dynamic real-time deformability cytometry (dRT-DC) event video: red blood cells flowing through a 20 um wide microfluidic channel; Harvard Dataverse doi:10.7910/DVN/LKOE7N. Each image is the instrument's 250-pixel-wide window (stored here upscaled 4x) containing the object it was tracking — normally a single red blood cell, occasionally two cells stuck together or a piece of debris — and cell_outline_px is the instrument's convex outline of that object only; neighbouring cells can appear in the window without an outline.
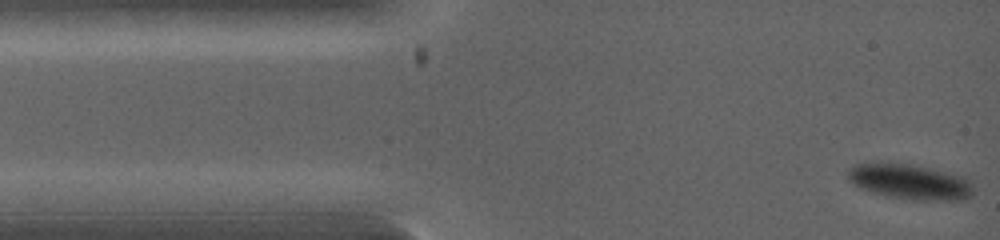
{"species": "common noctule bat (a hibernating species)", "species_latin": "Nyctalus noctula", "temperature_condition": "warm", "stored_images_in_passage": 39, "camera_frame_rate_fps": 5000, "um_per_image_px": 0.085, "animal": {"sex": "female", "body_mass_g": 19.0, "forearm_length_mm": 53.3}, "frame": {"image": 1, "passage_image": 1, "time_ms": 0.0, "image_size_px": [1000, 240], "cell_outline_px": [[972, 196], [960, 200], [908, 200], [888, 196], [872, 192], [860, 188], [848, 180], [848, 168], [856, 164], [872, 160], [912, 164], [932, 168], [964, 176], [968, 180], [972, 188]], "centroid_in_image_um": [77.28, 15.41], "position_along_channel_um": 7.7, "area_um2": 26.41}}
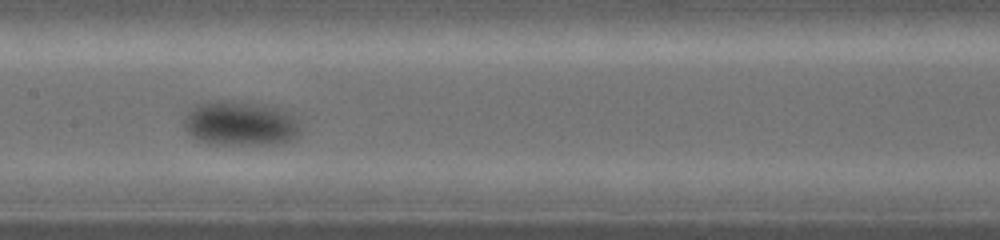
{"frame": {"image": 2, "passage_image": 17, "time_ms": 4.4, "image_size_px": [1000, 240], "cell_outline_px": [[300, 128], [296, 136], [292, 140], [264, 144], [212, 144], [200, 140], [192, 136], [184, 128], [184, 116], [196, 104], [208, 100], [228, 100], [264, 104], [280, 108], [292, 116], [296, 120]], "centroid_in_image_um": [20.37, 10.46], "position_along_channel_um": 187.0, "area_um2": 30.23}}
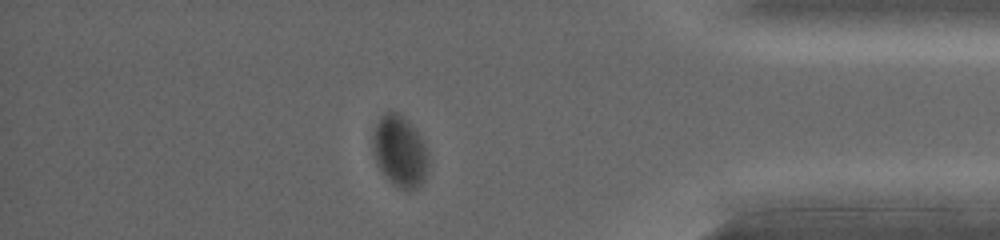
{"frame": {"image": 3, "passage_image": 33, "time_ms": 8.6, "image_size_px": [1000, 240], "cell_outline_px": [[428, 164], [424, 176], [420, 184], [416, 188], [408, 192], [392, 184], [388, 180], [380, 168], [372, 152], [372, 136], [376, 124], [380, 116], [384, 112], [400, 112], [416, 128], [424, 140], [428, 152]], "centroid_in_image_um": [33.98, 12.82], "position_along_channel_um": 401.2, "area_um2": 23.47}}